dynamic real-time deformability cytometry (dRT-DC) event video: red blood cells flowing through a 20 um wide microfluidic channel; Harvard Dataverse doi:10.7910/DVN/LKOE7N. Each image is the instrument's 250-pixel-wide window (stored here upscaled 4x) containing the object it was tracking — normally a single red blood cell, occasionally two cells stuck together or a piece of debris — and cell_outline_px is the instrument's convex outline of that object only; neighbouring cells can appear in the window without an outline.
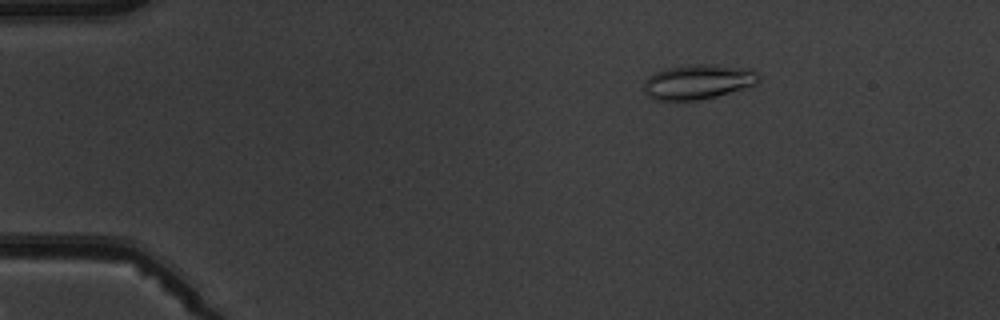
{"species": "common noctule bat (a hibernating species)", "species_latin": "Nyctalus noctula", "temperature_condition": "warm", "stored_images_in_passage": 3, "camera_frame_rate_fps": 3000, "um_per_image_px": 0.085, "animal": {"sex": "male", "body_mass_g": 19.5, "forearm_length_mm": 54.6}, "frame": {"image": 1, "passage_image": 1, "time_ms": 0.0, "image_size_px": [1000, 320], "cell_outline_px": [[760, 80], [756, 84], [716, 96], [700, 100], [652, 100], [644, 92], [644, 84], [656, 72], [668, 68], [688, 64], [716, 64], [752, 68], [760, 76]], "centroid_in_image_um": [59.38, 6.94], "position_along_channel_um": 25.6, "area_um2": 23.29}}